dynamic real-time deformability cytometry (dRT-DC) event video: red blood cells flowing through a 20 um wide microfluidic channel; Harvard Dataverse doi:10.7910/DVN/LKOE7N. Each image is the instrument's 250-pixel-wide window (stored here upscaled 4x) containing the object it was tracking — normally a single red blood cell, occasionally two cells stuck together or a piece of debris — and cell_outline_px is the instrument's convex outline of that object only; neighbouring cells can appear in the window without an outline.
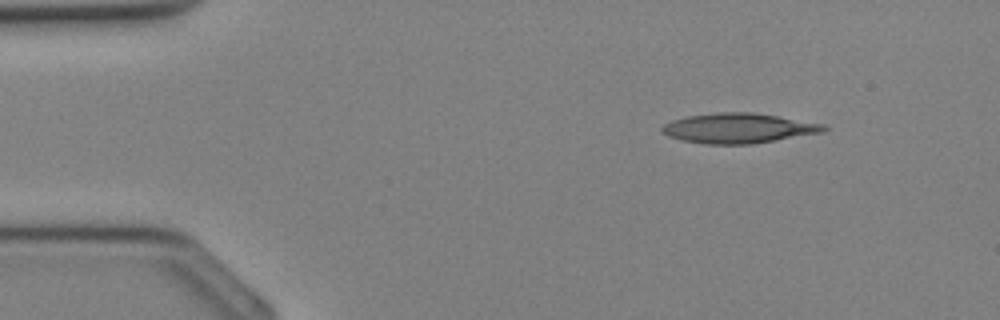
{"species": "Egyptian fruit bat (a non-hibernating species)", "species_latin": "Rousettus aegyptiacus", "temperature_condition": "cold", "stored_images_in_passage": 33, "camera_frame_rate_fps": 3000, "um_per_image_px": 0.085, "animal": {"sex": "female"}, "frame": {"image": 1, "passage_image": 3, "time_ms": 0.667, "image_size_px": [1000, 320], "cell_outline_px": [[828, 128], [824, 132], [752, 144], [704, 144], [680, 140], [668, 136], [660, 132], [660, 128], [664, 124], [672, 120], [688, 116], [716, 112], [752, 112], [824, 124]], "centroid_in_image_um": [62.72, 10.9], "position_along_channel_um": 22.3, "area_um2": 28.26}}
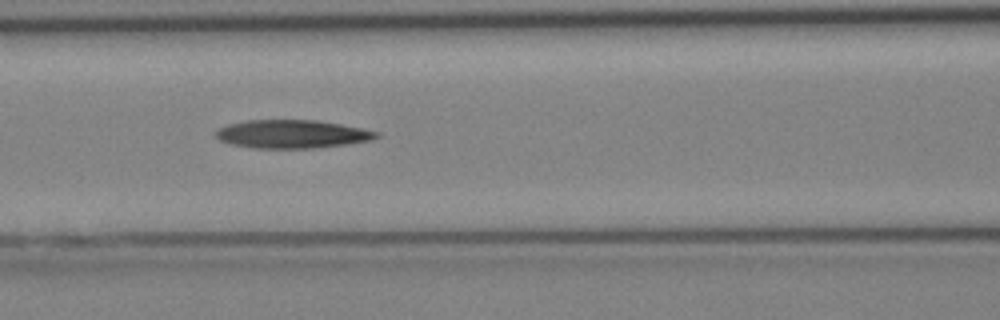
{"frame": {"image": 2, "passage_image": 13, "time_ms": 4.0, "image_size_px": [1000, 320], "cell_outline_px": [[380, 136], [372, 140], [348, 144], [312, 148], [252, 148], [232, 144], [220, 140], [212, 132], [228, 124], [248, 120], [316, 120], [340, 124], [380, 132]], "centroid_in_image_um": [24.82, 11.39], "position_along_channel_um": 141.8, "area_um2": 26.47}}
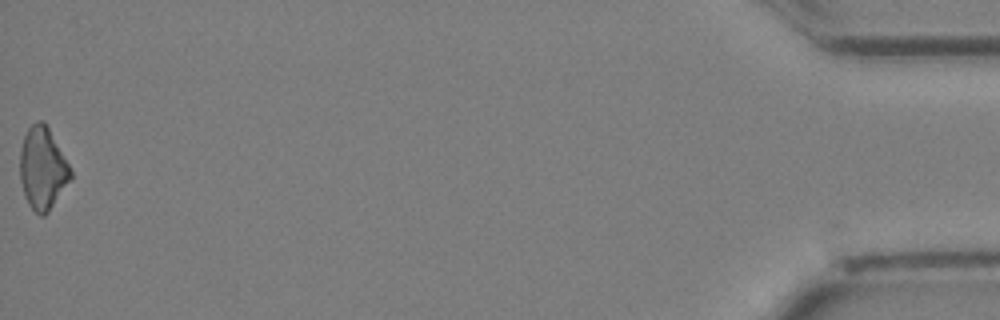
{"frame": {"image": 3, "passage_image": 33, "time_ms": 10.667, "image_size_px": [1000, 320], "cell_outline_px": [[72, 180], [48, 212], [44, 216], [40, 216], [28, 204], [24, 196], [20, 180], [20, 148], [24, 136], [28, 128], [36, 120], [44, 120], [68, 164], [72, 172]], "centroid_in_image_um": [3.62, 14.33], "position_along_channel_um": 431.6, "area_um2": 24.33}}